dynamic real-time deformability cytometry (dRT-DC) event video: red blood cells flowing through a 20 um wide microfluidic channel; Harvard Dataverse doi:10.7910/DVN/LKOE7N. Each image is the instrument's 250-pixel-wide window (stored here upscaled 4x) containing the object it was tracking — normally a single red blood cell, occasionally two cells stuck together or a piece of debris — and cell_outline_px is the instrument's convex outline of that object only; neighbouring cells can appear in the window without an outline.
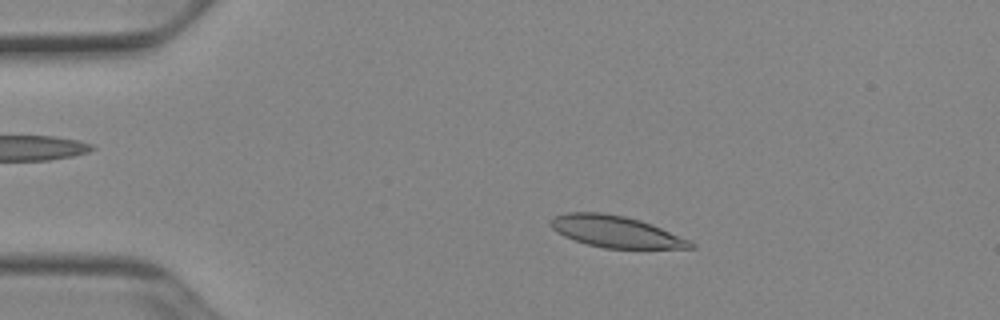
{"species": "Egyptian fruit bat (a non-hibernating species)", "species_latin": "Rousettus aegyptiacus", "temperature_condition": "cold", "stored_images_in_passage": 51, "camera_frame_rate_fps": 3000, "um_per_image_px": 0.085, "animal": {"sex": "female"}, "frame": {"image": 1, "passage_image": 10, "time_ms": 3.0, "image_size_px": [1000, 320], "cell_outline_px": [[696, 248], [604, 248], [588, 244], [564, 236], [556, 232], [548, 224], [548, 220], [556, 216], [568, 212], [600, 212], [624, 216], [640, 220], [652, 224], [688, 240], [696, 244]], "centroid_in_image_um": [52.3, 19.68], "position_along_channel_um": 32.7, "area_um2": 25.55}}
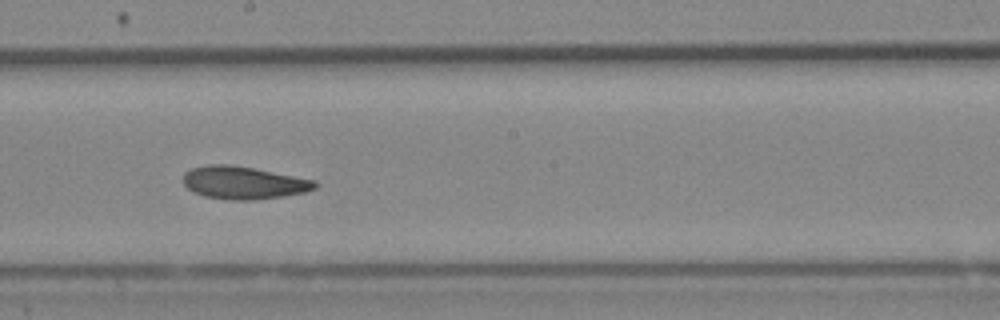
{"frame": {"image": 2, "passage_image": 29, "time_ms": 9.333, "image_size_px": [1000, 320], "cell_outline_px": [[320, 184], [316, 188], [304, 192], [284, 196], [256, 200], [232, 200], [204, 196], [192, 192], [184, 184], [184, 172], [192, 168], [208, 164], [228, 164], [252, 168], [316, 180]], "centroid_in_image_um": [20.71, 15.53], "position_along_channel_um": 227.5, "area_um2": 25.14}}
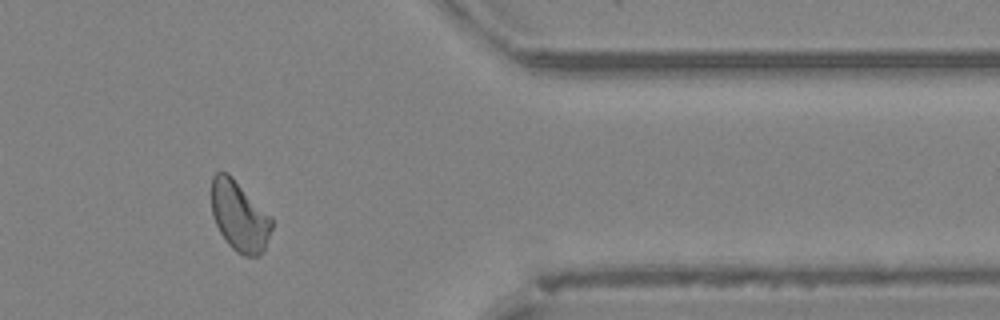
{"frame": {"image": 3, "passage_image": 43, "time_ms": 14.0, "image_size_px": [1000, 320], "cell_outline_px": [[272, 228], [264, 248], [260, 256], [244, 256], [236, 252], [228, 244], [220, 232], [216, 224], [212, 212], [212, 176], [216, 172], [228, 172], [272, 216]], "centroid_in_image_um": [20.36, 18.37], "position_along_channel_um": 391.0, "area_um2": 24.68}, "authors_computed_cell_mechanics": {"area_um2": 25.0274, "velocity_mm_per_s": 3.8942, "shape_relaxation_time_tau1_ms": 8.4789, "shape_relaxation_time_tau2_ms": 2.899, "deformation_change_tau1": 0.1585, "deformation_change_tau2": 0.0753}}